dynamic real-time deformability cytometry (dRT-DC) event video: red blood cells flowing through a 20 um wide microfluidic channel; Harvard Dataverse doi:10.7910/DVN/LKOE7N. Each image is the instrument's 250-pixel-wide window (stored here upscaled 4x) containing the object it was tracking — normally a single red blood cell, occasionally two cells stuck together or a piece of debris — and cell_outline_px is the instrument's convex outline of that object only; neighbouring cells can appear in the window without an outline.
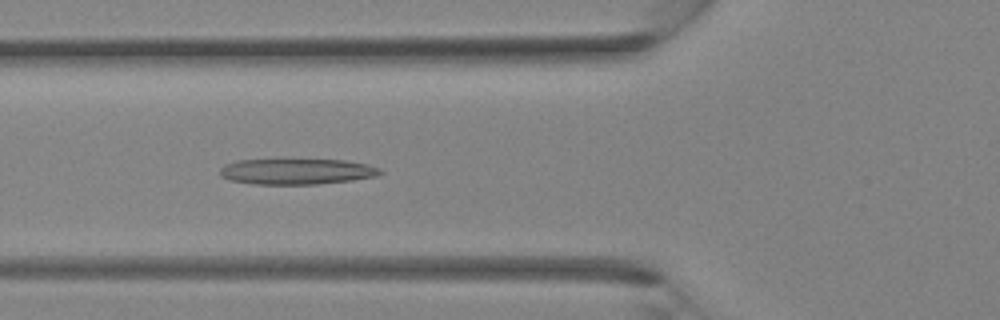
{"species": "Egyptian fruit bat (a non-hibernating species)", "species_latin": "Rousettus aegyptiacus", "temperature_condition": "room temperature", "stored_images_in_passage": 35, "camera_frame_rate_fps": 3000, "um_per_image_px": 0.085, "animal": {"sex": "female"}, "frame": {"image": 1, "passage_image": 12, "time_ms": 3.667, "image_size_px": [1000, 320], "cell_outline_px": [[384, 172], [376, 176], [352, 180], [316, 184], [252, 184], [228, 180], [220, 176], [220, 168], [224, 164], [236, 160], [344, 160], [368, 164], [380, 168]], "centroid_in_image_um": [25.19, 14.58], "position_along_channel_um": 100.6, "area_um2": 24.1}}
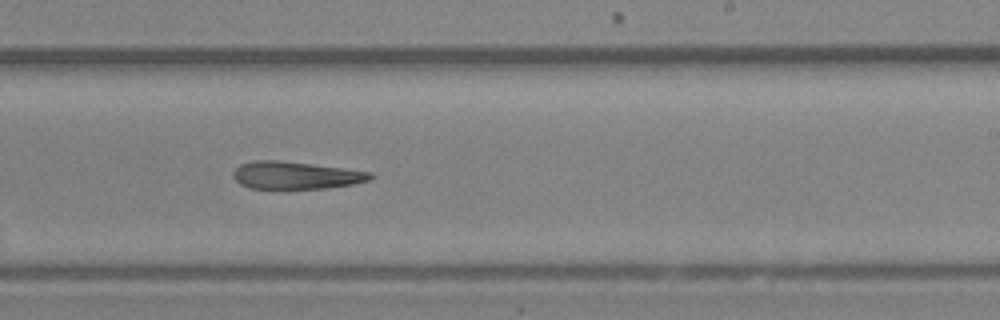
{"frame": {"image": 2, "passage_image": 21, "time_ms": 6.667, "image_size_px": [1000, 320], "cell_outline_px": [[372, 176], [368, 180], [352, 184], [324, 188], [248, 188], [240, 184], [232, 176], [232, 172], [240, 164], [256, 160], [280, 160], [312, 164], [372, 172]], "centroid_in_image_um": [25.08, 14.89], "position_along_channel_um": 263.9, "area_um2": 21.73}}
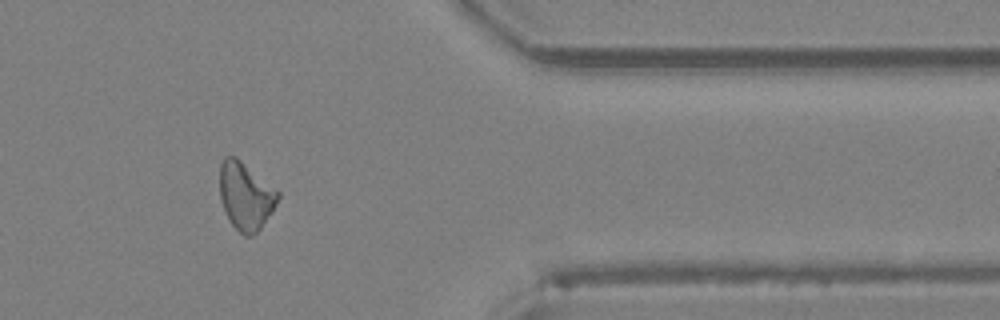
{"frame": {"image": 3, "passage_image": 29, "time_ms": 9.333, "image_size_px": [1000, 320], "cell_outline_px": [[280, 196], [272, 212], [260, 228], [252, 236], [244, 236], [232, 224], [220, 200], [220, 164], [224, 156], [236, 156], [280, 192]], "centroid_in_image_um": [20.88, 16.64], "position_along_channel_um": 390.5, "area_um2": 22.77}}